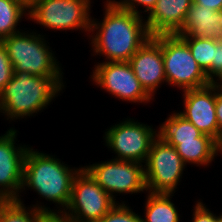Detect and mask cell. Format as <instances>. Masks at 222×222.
Segmentation results:
<instances>
[{"mask_svg": "<svg viewBox=\"0 0 222 222\" xmlns=\"http://www.w3.org/2000/svg\"><path fill=\"white\" fill-rule=\"evenodd\" d=\"M102 22L91 19L93 53L103 55L105 62H128L152 36L142 15L135 14L106 0ZM96 20V21H95ZM101 54V55H100Z\"/></svg>", "mask_w": 222, "mask_h": 222, "instance_id": "1", "label": "cell"}, {"mask_svg": "<svg viewBox=\"0 0 222 222\" xmlns=\"http://www.w3.org/2000/svg\"><path fill=\"white\" fill-rule=\"evenodd\" d=\"M66 165L50 154L28 147L24 158L22 191L33 189L45 200L59 205L57 215H61L69 205L72 183L81 169Z\"/></svg>", "mask_w": 222, "mask_h": 222, "instance_id": "2", "label": "cell"}, {"mask_svg": "<svg viewBox=\"0 0 222 222\" xmlns=\"http://www.w3.org/2000/svg\"><path fill=\"white\" fill-rule=\"evenodd\" d=\"M63 77H43L27 72L14 73L0 93V112L7 120L33 116L48 107L60 91ZM59 92V93H58Z\"/></svg>", "mask_w": 222, "mask_h": 222, "instance_id": "3", "label": "cell"}, {"mask_svg": "<svg viewBox=\"0 0 222 222\" xmlns=\"http://www.w3.org/2000/svg\"><path fill=\"white\" fill-rule=\"evenodd\" d=\"M26 31L12 34L0 42L5 47L14 73L27 72L43 77H63L61 66L43 35ZM37 34V35H36Z\"/></svg>", "mask_w": 222, "mask_h": 222, "instance_id": "4", "label": "cell"}, {"mask_svg": "<svg viewBox=\"0 0 222 222\" xmlns=\"http://www.w3.org/2000/svg\"><path fill=\"white\" fill-rule=\"evenodd\" d=\"M164 71L167 84L183 91L210 85L204 70L193 58L187 43L176 34H161Z\"/></svg>", "mask_w": 222, "mask_h": 222, "instance_id": "5", "label": "cell"}, {"mask_svg": "<svg viewBox=\"0 0 222 222\" xmlns=\"http://www.w3.org/2000/svg\"><path fill=\"white\" fill-rule=\"evenodd\" d=\"M91 0H29L28 19L52 30L90 32ZM90 11V12H89Z\"/></svg>", "mask_w": 222, "mask_h": 222, "instance_id": "6", "label": "cell"}, {"mask_svg": "<svg viewBox=\"0 0 222 222\" xmlns=\"http://www.w3.org/2000/svg\"><path fill=\"white\" fill-rule=\"evenodd\" d=\"M116 203L81 166L72 183L69 205L61 216L71 222H97Z\"/></svg>", "mask_w": 222, "mask_h": 222, "instance_id": "7", "label": "cell"}, {"mask_svg": "<svg viewBox=\"0 0 222 222\" xmlns=\"http://www.w3.org/2000/svg\"><path fill=\"white\" fill-rule=\"evenodd\" d=\"M185 166L175 147L158 136L144 164L147 193L174 194Z\"/></svg>", "mask_w": 222, "mask_h": 222, "instance_id": "8", "label": "cell"}, {"mask_svg": "<svg viewBox=\"0 0 222 222\" xmlns=\"http://www.w3.org/2000/svg\"><path fill=\"white\" fill-rule=\"evenodd\" d=\"M158 136L159 131L153 127L127 118L106 129L104 141L105 146L117 154L113 159L144 164Z\"/></svg>", "mask_w": 222, "mask_h": 222, "instance_id": "9", "label": "cell"}, {"mask_svg": "<svg viewBox=\"0 0 222 222\" xmlns=\"http://www.w3.org/2000/svg\"><path fill=\"white\" fill-rule=\"evenodd\" d=\"M143 166L135 161L111 159L83 168L116 201L114 193L133 194L147 191Z\"/></svg>", "mask_w": 222, "mask_h": 222, "instance_id": "10", "label": "cell"}, {"mask_svg": "<svg viewBox=\"0 0 222 222\" xmlns=\"http://www.w3.org/2000/svg\"><path fill=\"white\" fill-rule=\"evenodd\" d=\"M91 79L101 89L122 101L148 103L152 98L135 77L129 62H102L95 65Z\"/></svg>", "mask_w": 222, "mask_h": 222, "instance_id": "11", "label": "cell"}, {"mask_svg": "<svg viewBox=\"0 0 222 222\" xmlns=\"http://www.w3.org/2000/svg\"><path fill=\"white\" fill-rule=\"evenodd\" d=\"M16 134L12 127L0 136V200H20L24 158L29 146H15Z\"/></svg>", "mask_w": 222, "mask_h": 222, "instance_id": "12", "label": "cell"}, {"mask_svg": "<svg viewBox=\"0 0 222 222\" xmlns=\"http://www.w3.org/2000/svg\"><path fill=\"white\" fill-rule=\"evenodd\" d=\"M183 112H178L186 120L190 121L203 134L214 138L219 144L222 143V132L219 130L215 105V83L199 88L182 91Z\"/></svg>", "mask_w": 222, "mask_h": 222, "instance_id": "13", "label": "cell"}, {"mask_svg": "<svg viewBox=\"0 0 222 222\" xmlns=\"http://www.w3.org/2000/svg\"><path fill=\"white\" fill-rule=\"evenodd\" d=\"M135 77L139 80L144 90L154 97V93L167 83L164 71L160 35L152 36L128 61Z\"/></svg>", "mask_w": 222, "mask_h": 222, "instance_id": "14", "label": "cell"}, {"mask_svg": "<svg viewBox=\"0 0 222 222\" xmlns=\"http://www.w3.org/2000/svg\"><path fill=\"white\" fill-rule=\"evenodd\" d=\"M192 2L193 0H158L145 18L151 36L176 34L184 24Z\"/></svg>", "mask_w": 222, "mask_h": 222, "instance_id": "15", "label": "cell"}, {"mask_svg": "<svg viewBox=\"0 0 222 222\" xmlns=\"http://www.w3.org/2000/svg\"><path fill=\"white\" fill-rule=\"evenodd\" d=\"M179 36L194 38L222 39V10L214 11L192 2Z\"/></svg>", "mask_w": 222, "mask_h": 222, "instance_id": "16", "label": "cell"}, {"mask_svg": "<svg viewBox=\"0 0 222 222\" xmlns=\"http://www.w3.org/2000/svg\"><path fill=\"white\" fill-rule=\"evenodd\" d=\"M174 146L184 163L208 166L220 152V144L211 136L202 134L194 140L166 141Z\"/></svg>", "mask_w": 222, "mask_h": 222, "instance_id": "17", "label": "cell"}, {"mask_svg": "<svg viewBox=\"0 0 222 222\" xmlns=\"http://www.w3.org/2000/svg\"><path fill=\"white\" fill-rule=\"evenodd\" d=\"M24 206L20 200H0V222H44L49 215H57L44 205Z\"/></svg>", "mask_w": 222, "mask_h": 222, "instance_id": "18", "label": "cell"}, {"mask_svg": "<svg viewBox=\"0 0 222 222\" xmlns=\"http://www.w3.org/2000/svg\"><path fill=\"white\" fill-rule=\"evenodd\" d=\"M171 196L173 194L148 193L142 222H179L178 210L171 202Z\"/></svg>", "mask_w": 222, "mask_h": 222, "instance_id": "19", "label": "cell"}, {"mask_svg": "<svg viewBox=\"0 0 222 222\" xmlns=\"http://www.w3.org/2000/svg\"><path fill=\"white\" fill-rule=\"evenodd\" d=\"M159 127V136L165 141H188L200 137L203 133L178 112L169 115Z\"/></svg>", "mask_w": 222, "mask_h": 222, "instance_id": "20", "label": "cell"}, {"mask_svg": "<svg viewBox=\"0 0 222 222\" xmlns=\"http://www.w3.org/2000/svg\"><path fill=\"white\" fill-rule=\"evenodd\" d=\"M23 15L28 16L27 0H0V41L20 32L16 27Z\"/></svg>", "mask_w": 222, "mask_h": 222, "instance_id": "21", "label": "cell"}, {"mask_svg": "<svg viewBox=\"0 0 222 222\" xmlns=\"http://www.w3.org/2000/svg\"><path fill=\"white\" fill-rule=\"evenodd\" d=\"M180 37L187 43L193 58L205 72L211 66L214 58V39Z\"/></svg>", "mask_w": 222, "mask_h": 222, "instance_id": "22", "label": "cell"}, {"mask_svg": "<svg viewBox=\"0 0 222 222\" xmlns=\"http://www.w3.org/2000/svg\"><path fill=\"white\" fill-rule=\"evenodd\" d=\"M141 218L142 216L133 212L123 201L116 203V205L97 222H142Z\"/></svg>", "mask_w": 222, "mask_h": 222, "instance_id": "23", "label": "cell"}, {"mask_svg": "<svg viewBox=\"0 0 222 222\" xmlns=\"http://www.w3.org/2000/svg\"><path fill=\"white\" fill-rule=\"evenodd\" d=\"M205 74L210 83H215V78L219 80L222 77V39H214V58Z\"/></svg>", "mask_w": 222, "mask_h": 222, "instance_id": "24", "label": "cell"}, {"mask_svg": "<svg viewBox=\"0 0 222 222\" xmlns=\"http://www.w3.org/2000/svg\"><path fill=\"white\" fill-rule=\"evenodd\" d=\"M14 75V68L3 44L0 42V93Z\"/></svg>", "mask_w": 222, "mask_h": 222, "instance_id": "25", "label": "cell"}, {"mask_svg": "<svg viewBox=\"0 0 222 222\" xmlns=\"http://www.w3.org/2000/svg\"><path fill=\"white\" fill-rule=\"evenodd\" d=\"M110 1L119 8L129 10L131 12H134L135 14L141 15L142 11L138 9L139 6L145 8L143 13L147 12L149 14L151 10L155 7L158 0H120V1L110 0Z\"/></svg>", "mask_w": 222, "mask_h": 222, "instance_id": "26", "label": "cell"}, {"mask_svg": "<svg viewBox=\"0 0 222 222\" xmlns=\"http://www.w3.org/2000/svg\"><path fill=\"white\" fill-rule=\"evenodd\" d=\"M194 212H193V222H217V216L213 214L203 202L195 203Z\"/></svg>", "mask_w": 222, "mask_h": 222, "instance_id": "27", "label": "cell"}, {"mask_svg": "<svg viewBox=\"0 0 222 222\" xmlns=\"http://www.w3.org/2000/svg\"><path fill=\"white\" fill-rule=\"evenodd\" d=\"M215 94H216V119L218 123L219 130L222 132V90L215 84Z\"/></svg>", "mask_w": 222, "mask_h": 222, "instance_id": "28", "label": "cell"}, {"mask_svg": "<svg viewBox=\"0 0 222 222\" xmlns=\"http://www.w3.org/2000/svg\"><path fill=\"white\" fill-rule=\"evenodd\" d=\"M193 2L214 11L222 10V0H193Z\"/></svg>", "mask_w": 222, "mask_h": 222, "instance_id": "29", "label": "cell"}, {"mask_svg": "<svg viewBox=\"0 0 222 222\" xmlns=\"http://www.w3.org/2000/svg\"><path fill=\"white\" fill-rule=\"evenodd\" d=\"M44 222H71L65 218H63L61 215H49Z\"/></svg>", "mask_w": 222, "mask_h": 222, "instance_id": "30", "label": "cell"}, {"mask_svg": "<svg viewBox=\"0 0 222 222\" xmlns=\"http://www.w3.org/2000/svg\"><path fill=\"white\" fill-rule=\"evenodd\" d=\"M215 84L222 90V77L219 80H216Z\"/></svg>", "mask_w": 222, "mask_h": 222, "instance_id": "31", "label": "cell"}, {"mask_svg": "<svg viewBox=\"0 0 222 222\" xmlns=\"http://www.w3.org/2000/svg\"><path fill=\"white\" fill-rule=\"evenodd\" d=\"M217 222H222V214H220V216H217Z\"/></svg>", "mask_w": 222, "mask_h": 222, "instance_id": "32", "label": "cell"}, {"mask_svg": "<svg viewBox=\"0 0 222 222\" xmlns=\"http://www.w3.org/2000/svg\"><path fill=\"white\" fill-rule=\"evenodd\" d=\"M222 154V143L220 144V152Z\"/></svg>", "mask_w": 222, "mask_h": 222, "instance_id": "33", "label": "cell"}]
</instances>
